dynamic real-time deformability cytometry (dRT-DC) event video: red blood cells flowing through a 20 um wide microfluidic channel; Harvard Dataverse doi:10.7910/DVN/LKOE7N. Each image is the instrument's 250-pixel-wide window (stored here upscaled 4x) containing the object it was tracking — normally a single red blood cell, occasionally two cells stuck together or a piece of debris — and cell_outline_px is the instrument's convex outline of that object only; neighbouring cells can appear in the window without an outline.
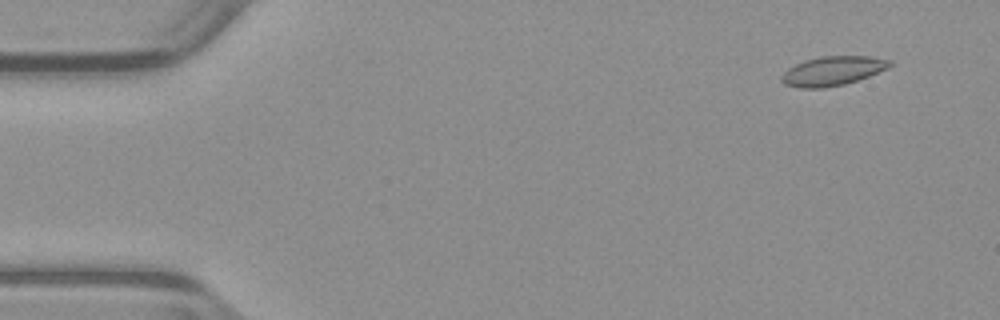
{"species": "common noctule bat (a hibernating species)", "species_latin": "Nyctalus noctula", "temperature_condition": "warm", "stored_images_in_passage": 53, "camera_frame_rate_fps": 3000, "um_per_image_px": 0.085, "animal": {"sex": "male", "body_mass_g": 23.1, "forearm_length_mm": 52.7}, "frame": {"image": 1, "passage_image": 4, "time_ms": 1.0, "image_size_px": [1000, 320], "cell_outline_px": [[892, 64], [888, 68], [868, 76], [844, 84], [824, 88], [800, 88], [784, 84], [780, 80], [780, 76], [788, 68], [804, 60], [820, 56], [868, 56], [892, 60]], "centroid_in_image_um": [70.75, 6.02], "position_along_channel_um": 14.3, "area_um2": 18.44}}
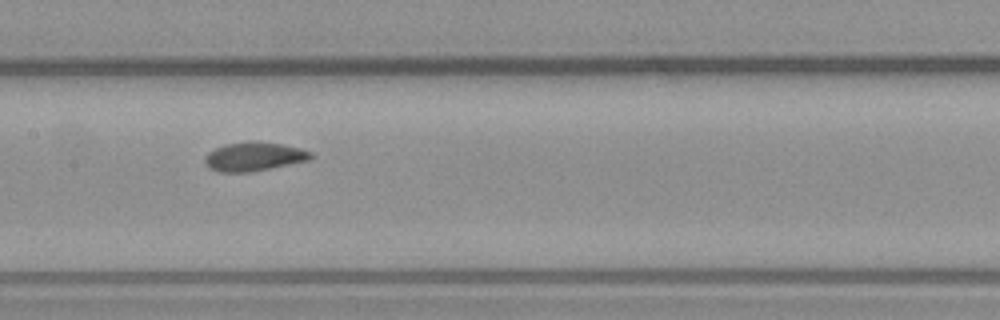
{"frame": {"image": 2, "passage_image": 26, "time_ms": 8.333, "image_size_px": [1000, 320], "cell_outline_px": [[312, 156], [308, 160], [252, 172], [220, 172], [208, 168], [204, 164], [204, 156], [208, 152], [216, 148], [228, 144], [248, 140], [256, 140], [280, 144], [300, 148], [312, 152]], "centroid_in_image_um": [21.54, 13.3], "position_along_channel_um": 185.9, "area_um2": 17.92}}
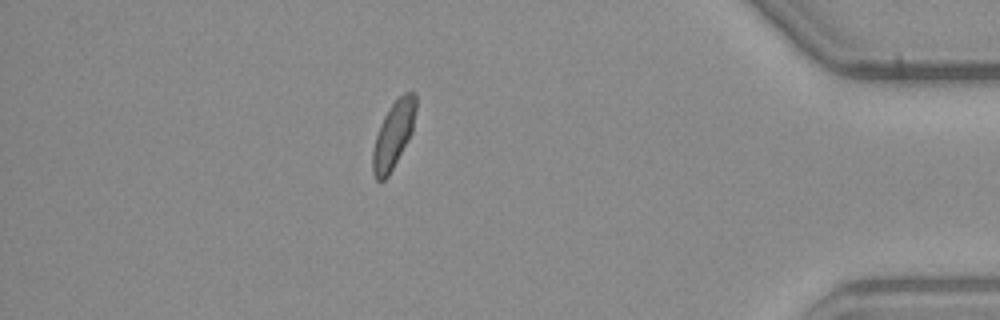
{"frame": {"image": 3, "passage_image": 46, "time_ms": 15.0, "image_size_px": [1000, 320], "cell_outline_px": [[416, 108], [412, 132], [408, 140], [388, 176], [384, 180], [376, 180], [372, 172], [372, 152], [376, 136], [380, 124], [384, 116], [392, 104], [404, 92], [416, 92]], "centroid_in_image_um": [33.44, 11.45], "position_along_channel_um": 401.8, "area_um2": 16.65}}